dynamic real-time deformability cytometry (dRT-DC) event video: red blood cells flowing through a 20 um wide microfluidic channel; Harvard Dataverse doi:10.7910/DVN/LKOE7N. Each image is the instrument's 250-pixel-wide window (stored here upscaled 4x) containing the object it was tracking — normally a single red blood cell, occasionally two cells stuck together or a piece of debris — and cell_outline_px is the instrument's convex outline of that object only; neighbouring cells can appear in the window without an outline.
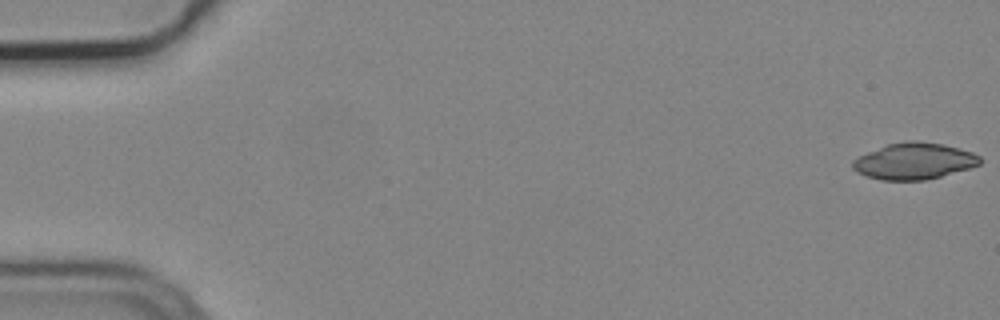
{"species": "common noctule bat (a hibernating species)", "species_latin": "Nyctalus noctula", "temperature_condition": "cold", "stored_images_in_passage": 4, "camera_frame_rate_fps": 3000, "um_per_image_px": 0.085, "animal": {"sex": "male", "body_mass_g": 19.2, "forearm_length_mm": 51.8}, "frame": {"image": 1, "passage_image": 1, "time_ms": 0.0, "image_size_px": [1000, 320], "cell_outline_px": [[980, 164], [968, 168], [940, 176], [924, 180], [880, 180], [856, 172], [852, 168], [852, 160], [868, 152], [888, 144], [904, 140], [916, 140], [944, 144], [960, 148], [972, 152], [980, 156]], "centroid_in_image_um": [77.68, 13.68], "position_along_channel_um": 7.3, "area_um2": 26.93}}